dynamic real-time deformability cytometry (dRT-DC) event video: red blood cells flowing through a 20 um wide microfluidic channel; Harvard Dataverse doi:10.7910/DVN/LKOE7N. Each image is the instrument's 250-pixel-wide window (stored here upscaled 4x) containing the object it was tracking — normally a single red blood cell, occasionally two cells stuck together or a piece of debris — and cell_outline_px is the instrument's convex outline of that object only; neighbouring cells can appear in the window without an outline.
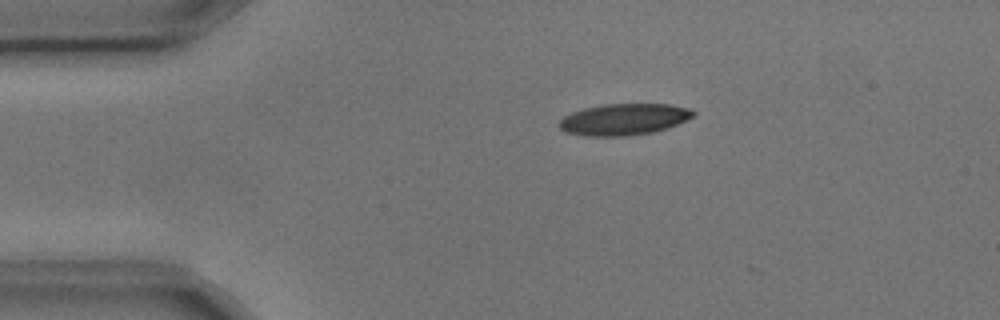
{"species": "common noctule bat (a hibernating species)", "species_latin": "Nyctalus noctula", "temperature_condition": "cold", "stored_images_in_passage": 3, "camera_frame_rate_fps": 3000, "um_per_image_px": 0.085, "animal": {"sex": "male", "body_mass_g": 17.9, "forearm_length_mm": 54.2}, "frame": {"image": 1, "passage_image": 1, "time_ms": 0.0, "image_size_px": [1000, 320], "cell_outline_px": [[696, 116], [676, 124], [652, 132], [628, 136], [584, 136], [564, 132], [556, 124], [564, 116], [572, 112], [584, 108], [604, 104], [672, 104], [692, 108], [696, 112]], "centroid_in_image_um": [53.02, 10.14], "position_along_channel_um": 32.0, "area_um2": 24.8}}
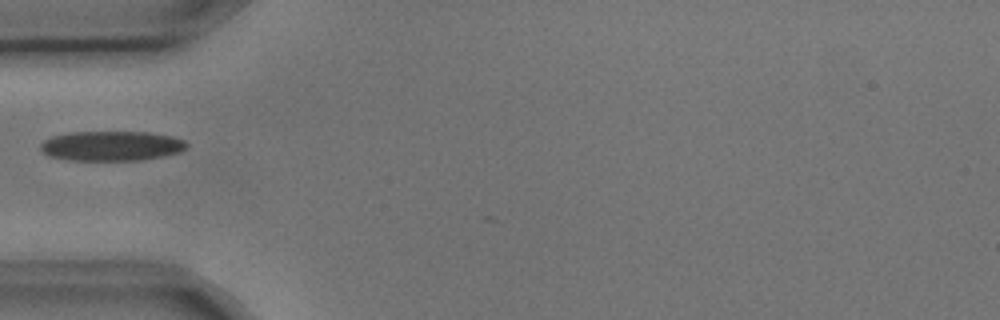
{"frame": {"image": 2, "passage_image": 3, "time_ms": 0.667, "image_size_px": [1000, 320], "cell_outline_px": [[188, 148], [180, 152], [164, 156], [140, 160], [68, 160], [48, 156], [40, 152], [40, 144], [44, 140], [52, 136], [72, 132], [148, 132], [172, 136], [184, 140], [188, 144]], "centroid_in_image_um": [9.47, 12.4], "position_along_channel_um": 75.5, "area_um2": 25.61}}